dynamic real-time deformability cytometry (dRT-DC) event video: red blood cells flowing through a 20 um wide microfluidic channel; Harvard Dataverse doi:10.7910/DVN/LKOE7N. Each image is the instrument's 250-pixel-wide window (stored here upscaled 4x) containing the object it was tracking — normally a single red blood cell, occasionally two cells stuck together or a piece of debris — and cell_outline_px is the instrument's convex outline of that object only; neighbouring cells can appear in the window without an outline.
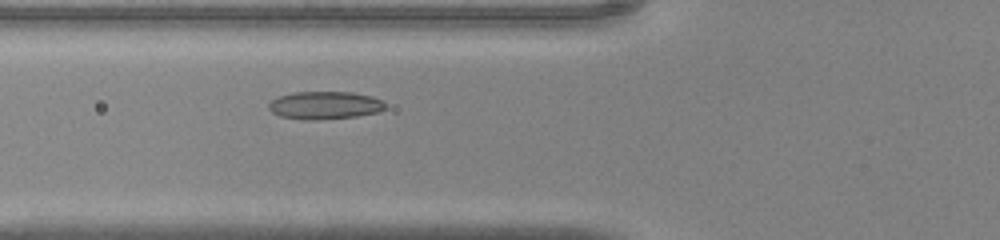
{"species": "common noctule bat (a hibernating species)", "species_latin": "Nyctalus noctula", "temperature_condition": "warm", "stored_images_in_passage": 32, "camera_frame_rate_fps": 3000, "um_per_image_px": 0.085, "animal": {"sex": "male", "body_mass_g": 20.0, "forearm_length_mm": 53.3}, "frame": {"image": 1, "passage_image": 4, "time_ms": 1.0, "image_size_px": [1000, 240], "cell_outline_px": [[384, 108], [380, 112], [356, 116], [316, 120], [304, 120], [280, 116], [272, 112], [268, 108], [268, 104], [272, 100], [280, 96], [292, 92], [352, 92], [372, 96], [384, 100]], "centroid_in_image_um": [27.61, 8.95], "position_along_channel_um": 98.2, "area_um2": 18.96}}
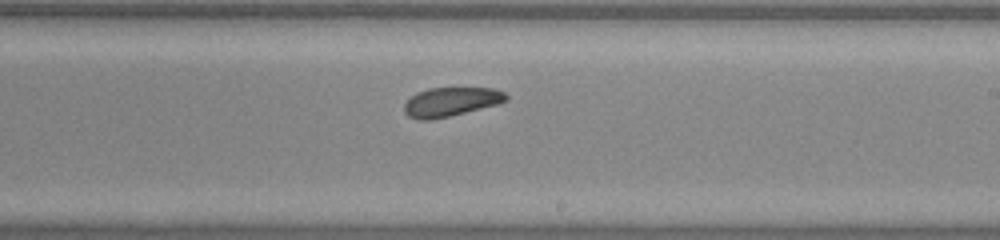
{"frame": {"image": 2, "passage_image": 14, "time_ms": 4.333, "image_size_px": [1000, 240], "cell_outline_px": [[508, 100], [496, 104], [432, 120], [420, 120], [408, 116], [404, 112], [404, 104], [416, 92], [428, 88], [492, 88], [504, 92], [508, 96]], "centroid_in_image_um": [38.29, 8.65], "position_along_channel_um": 250.7, "area_um2": 17.05}}
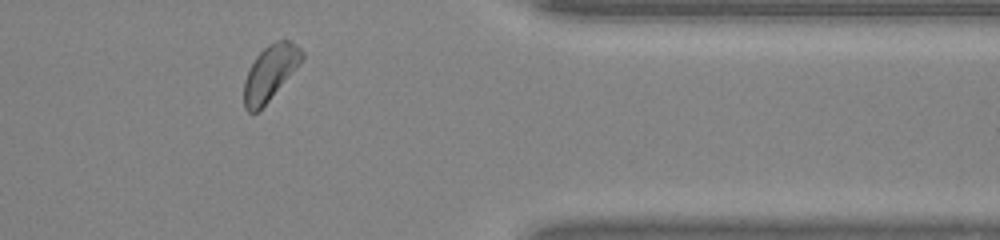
{"frame": {"image": 3, "passage_image": 24, "time_ms": 7.667, "image_size_px": [1000, 240], "cell_outline_px": [[304, 56], [296, 68], [268, 100], [256, 112], [248, 112], [244, 108], [244, 80], [256, 56], [268, 44], [276, 40], [288, 40], [296, 44], [304, 52]], "centroid_in_image_um": [22.95, 6.15], "position_along_channel_um": 388.4, "area_um2": 18.09}}